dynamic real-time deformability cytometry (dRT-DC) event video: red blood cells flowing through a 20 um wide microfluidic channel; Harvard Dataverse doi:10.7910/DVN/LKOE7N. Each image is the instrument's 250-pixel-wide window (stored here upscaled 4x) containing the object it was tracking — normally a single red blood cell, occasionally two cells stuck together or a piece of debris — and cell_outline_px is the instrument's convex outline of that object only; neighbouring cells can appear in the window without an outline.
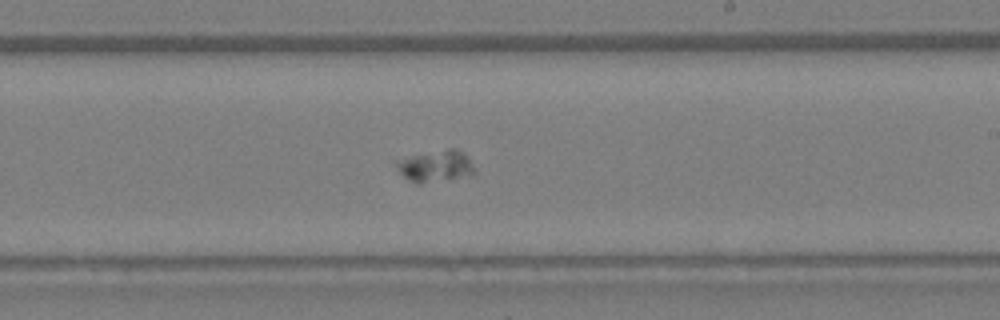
{"species": "Egyptian fruit bat (a non-hibernating species)", "species_latin": "Rousettus aegyptiacus", "temperature_condition": "warm", "stored_images_in_passage": 44, "camera_frame_rate_fps": 3000, "um_per_image_px": 0.085, "animal": {"sex": "female"}, "frame": {"image": 1, "passage_image": 27, "time_ms": 8.667, "image_size_px": [1000, 320], "cell_outline_px": [[476, 172], [420, 184], [416, 184], [408, 180], [396, 168], [392, 160], [448, 148], [456, 148], [464, 152], [468, 156]], "centroid_in_image_um": [36.95, 14.09], "position_along_channel_um": 252.0, "area_um2": 14.22}}
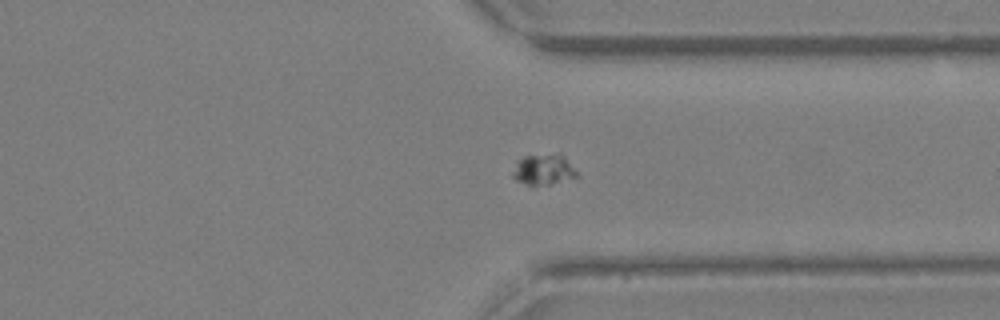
{"frame": {"image": 2, "passage_image": 34, "time_ms": 11.0, "image_size_px": [1000, 320], "cell_outline_px": [[576, 176], [548, 184], [528, 184], [516, 180], [512, 176], [512, 172], [516, 164], [524, 156], [564, 156], [576, 172]], "centroid_in_image_um": [46.14, 14.43], "position_along_channel_um": 365.3, "area_um2": 10.52}}
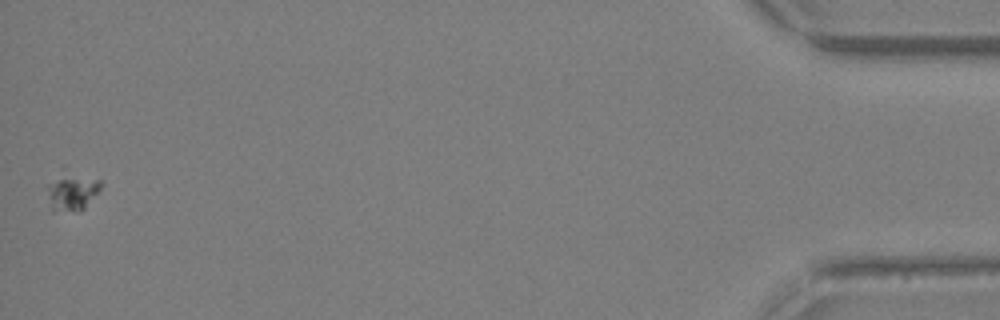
{"frame": {"image": 3, "passage_image": 44, "time_ms": 14.333, "image_size_px": [1000, 320], "cell_outline_px": [[100, 188], [84, 208], [80, 212], [52, 212], [48, 188], [52, 184], [68, 176], [100, 180]], "centroid_in_image_um": [6.15, 16.48], "position_along_channel_um": 429.0, "area_um2": 10.29}}